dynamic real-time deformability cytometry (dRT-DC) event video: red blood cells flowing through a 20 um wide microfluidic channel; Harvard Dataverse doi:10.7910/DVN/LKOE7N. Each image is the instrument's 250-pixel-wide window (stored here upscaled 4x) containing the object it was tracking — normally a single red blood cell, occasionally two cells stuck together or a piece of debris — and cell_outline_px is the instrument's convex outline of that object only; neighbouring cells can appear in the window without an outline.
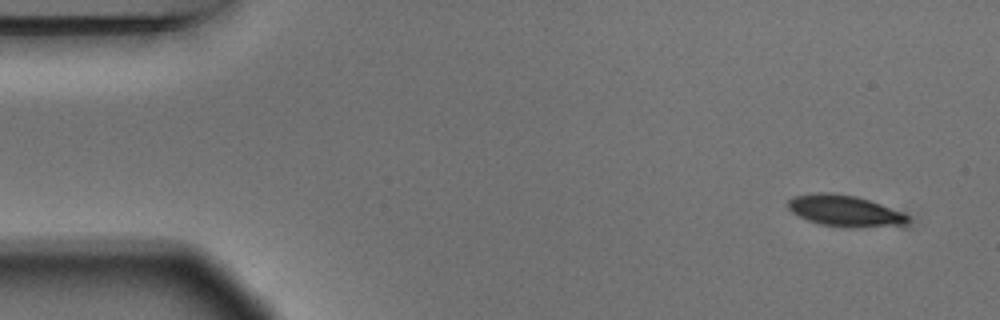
{"species": "Egyptian fruit bat (a non-hibernating species)", "species_latin": "Rousettus aegyptiacus", "temperature_condition": "warm", "stored_images_in_passage": 4, "camera_frame_rate_fps": 3000, "um_per_image_px": 0.085, "animal": {"sex": "male"}, "frame": {"image": 1, "passage_image": 1, "time_ms": 0.0, "image_size_px": [1000, 320], "cell_outline_px": [[912, 220], [908, 224], [820, 224], [808, 220], [792, 212], [788, 208], [788, 200], [792, 196], [816, 192], [832, 192], [856, 196], [880, 204], [912, 216]], "centroid_in_image_um": [71.74, 17.84], "position_along_channel_um": 13.3, "area_um2": 20.69}}
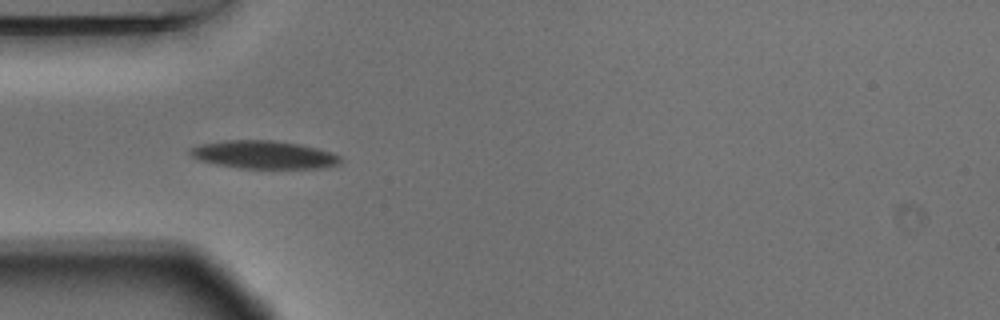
{"frame": {"image": 2, "passage_image": 4, "time_ms": 1.0, "image_size_px": [1000, 320], "cell_outline_px": [[340, 164], [324, 168], [240, 168], [216, 164], [196, 160], [188, 152], [188, 148], [200, 144], [224, 140], [272, 140], [300, 144], [332, 152], [340, 156]], "centroid_in_image_um": [22.39, 13.15], "position_along_channel_um": 62.6, "area_um2": 24.68}}